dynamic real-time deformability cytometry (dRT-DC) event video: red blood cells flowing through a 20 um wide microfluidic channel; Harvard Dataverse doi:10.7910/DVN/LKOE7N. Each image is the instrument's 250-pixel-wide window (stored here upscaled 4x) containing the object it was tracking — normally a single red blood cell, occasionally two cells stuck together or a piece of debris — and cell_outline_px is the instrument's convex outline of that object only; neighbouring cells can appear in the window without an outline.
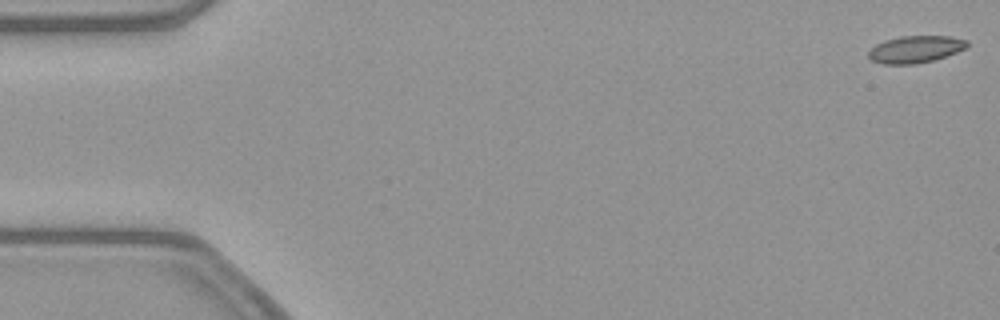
{"species": "common noctule bat (a hibernating species)", "species_latin": "Nyctalus noctula", "temperature_condition": "warm", "stored_images_in_passage": 53, "camera_frame_rate_fps": 3000, "um_per_image_px": 0.085, "animal": {"sex": "female", "body_mass_g": 21.9}, "frame": {"image": 1, "passage_image": 1, "time_ms": 0.0, "image_size_px": [1000, 320], "cell_outline_px": [[968, 48], [936, 60], [916, 64], [884, 64], [872, 60], [868, 56], [868, 52], [876, 44], [884, 40], [900, 36], [952, 36], [968, 40]], "centroid_in_image_um": [77.86, 4.18], "position_along_channel_um": 7.1, "area_um2": 15.78}}
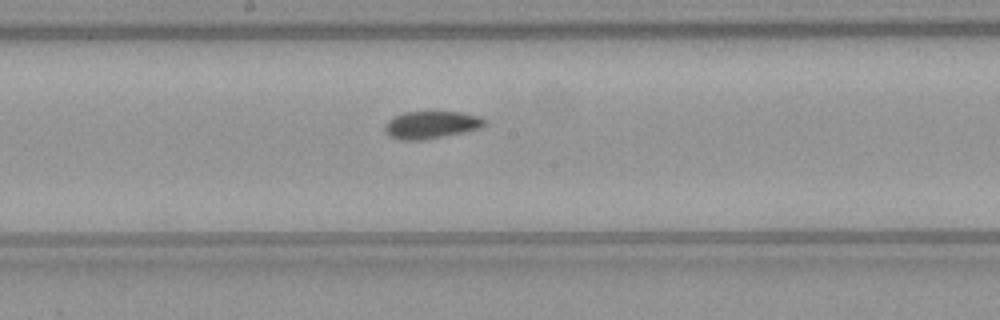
{"frame": {"image": 2, "passage_image": 28, "time_ms": 9.0, "image_size_px": [1000, 320], "cell_outline_px": [[484, 124], [480, 128], [464, 132], [420, 140], [400, 140], [392, 136], [388, 132], [388, 120], [404, 112], [460, 112], [480, 116], [484, 120]], "centroid_in_image_um": [36.71, 10.6], "position_along_channel_um": 211.5, "area_um2": 15.37}}
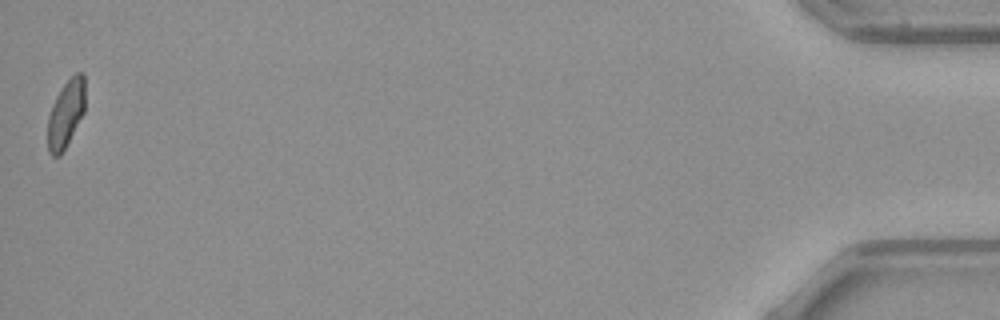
{"frame": {"image": 3, "passage_image": 53, "time_ms": 17.333, "image_size_px": [1000, 320], "cell_outline_px": [[84, 112], [60, 156], [52, 156], [48, 152], [48, 116], [52, 104], [56, 96], [64, 84], [76, 72], [84, 72]], "centroid_in_image_um": [5.59, 9.66], "position_along_channel_um": 429.6, "area_um2": 14.51}, "authors_computed_cell_mechanics": {"area_um2": 15.895, "velocity_mm_per_s": 3.8662, "shape_relaxation_time_tau1_ms": 5.6153, "shape_relaxation_time_tau2_ms": 4.5431, "deformation_change_tau1": 0.1228, "deformation_change_tau2": 0.0868}}